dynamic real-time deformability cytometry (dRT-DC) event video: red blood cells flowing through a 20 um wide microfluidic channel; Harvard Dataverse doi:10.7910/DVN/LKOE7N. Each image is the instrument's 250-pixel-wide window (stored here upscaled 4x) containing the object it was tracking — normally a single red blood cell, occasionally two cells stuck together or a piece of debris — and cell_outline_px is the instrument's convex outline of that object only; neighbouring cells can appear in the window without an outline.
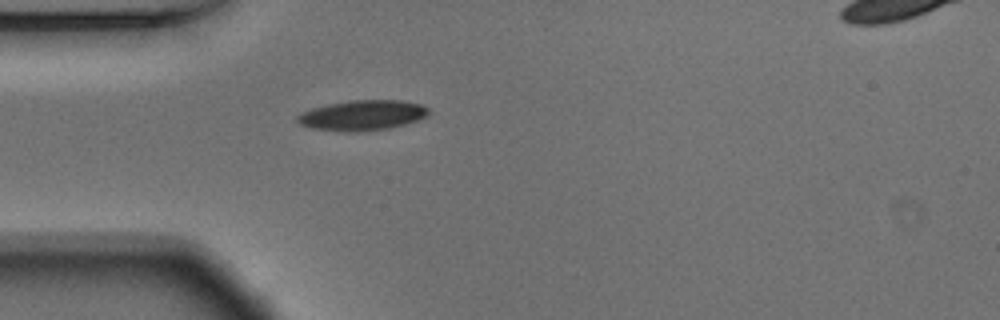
{"species": "Egyptian fruit bat (a non-hibernating species)", "species_latin": "Rousettus aegyptiacus", "temperature_condition": "warm", "stored_images_in_passage": 20, "camera_frame_rate_fps": 3000, "um_per_image_px": 0.085, "animal": {"sex": "male"}, "frame": {"image": 1, "passage_image": 1, "time_ms": 0.0, "image_size_px": [1000, 320], "cell_outline_px": [[428, 112], [424, 116], [416, 120], [404, 124], [388, 128], [356, 132], [344, 132], [312, 128], [300, 124], [296, 120], [296, 116], [312, 108], [328, 104], [348, 100], [400, 100], [420, 104], [428, 108]], "centroid_in_image_um": [30.75, 9.8], "position_along_channel_um": 54.2, "area_um2": 22.89}}
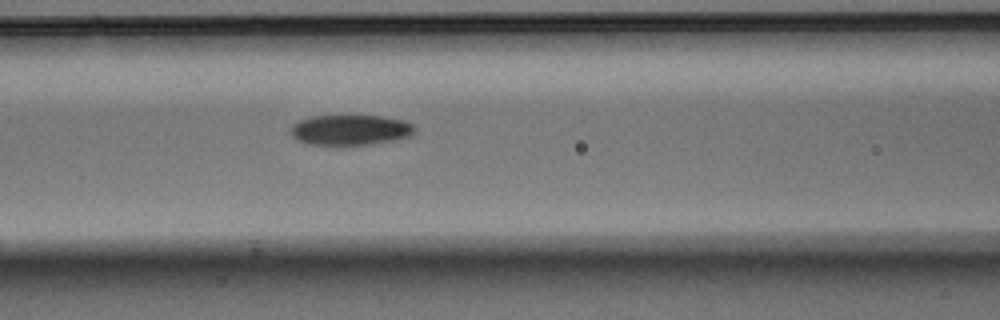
{"frame": {"image": 2, "passage_image": 8, "time_ms": 2.333, "image_size_px": [1000, 320], "cell_outline_px": [[416, 128], [408, 136], [392, 140], [372, 144], [348, 148], [340, 148], [308, 144], [296, 140], [292, 136], [292, 124], [300, 120], [312, 116], [384, 116], [404, 120], [412, 124]], "centroid_in_image_um": [29.73, 11.09], "position_along_channel_um": 136.9, "area_um2": 22.66}}
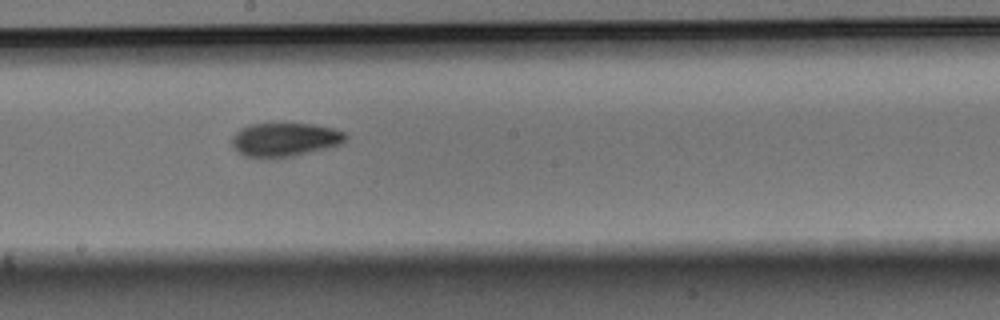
{"frame": {"image": 3, "passage_image": 15, "time_ms": 4.667, "image_size_px": [1000, 320], "cell_outline_px": [[348, 136], [340, 144], [328, 148], [292, 156], [264, 160], [244, 156], [232, 144], [232, 136], [240, 128], [252, 124], [312, 124], [332, 128], [344, 132]], "centroid_in_image_um": [24.19, 11.89], "position_along_channel_um": 224.0, "area_um2": 22.43}}